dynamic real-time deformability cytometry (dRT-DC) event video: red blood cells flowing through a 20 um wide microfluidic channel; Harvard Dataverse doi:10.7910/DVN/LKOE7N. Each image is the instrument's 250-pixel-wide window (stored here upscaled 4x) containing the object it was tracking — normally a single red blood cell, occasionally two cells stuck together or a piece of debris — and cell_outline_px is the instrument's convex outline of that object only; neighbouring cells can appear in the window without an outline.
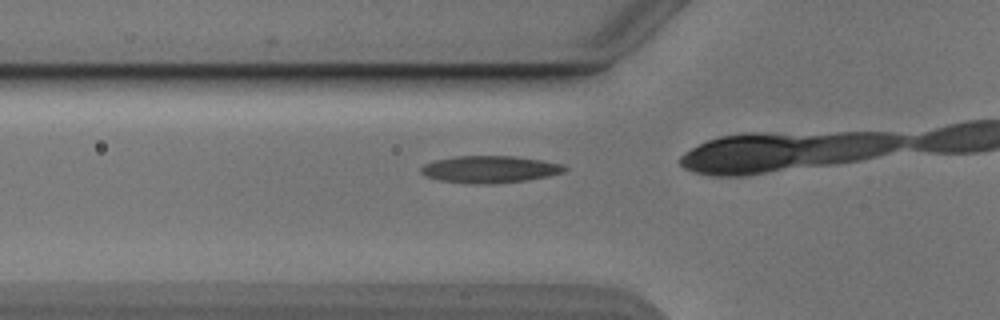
{"species": "Egyptian fruit bat (a non-hibernating species)", "species_latin": "Rousettus aegyptiacus", "temperature_condition": "cold", "stored_images_in_passage": 29, "camera_frame_rate_fps": 3000, "um_per_image_px": 0.085, "animal": {"sex": "male"}, "frame": {"image": 1, "passage_image": 5, "time_ms": 1.333, "image_size_px": [1000, 320], "cell_outline_px": [[568, 168], [564, 172], [548, 176], [524, 180], [492, 184], [476, 184], [440, 180], [424, 176], [420, 172], [420, 168], [424, 164], [436, 160], [456, 156], [516, 156], [564, 164]], "centroid_in_image_um": [41.63, 14.39], "position_along_channel_um": 84.2, "area_um2": 22.6}}
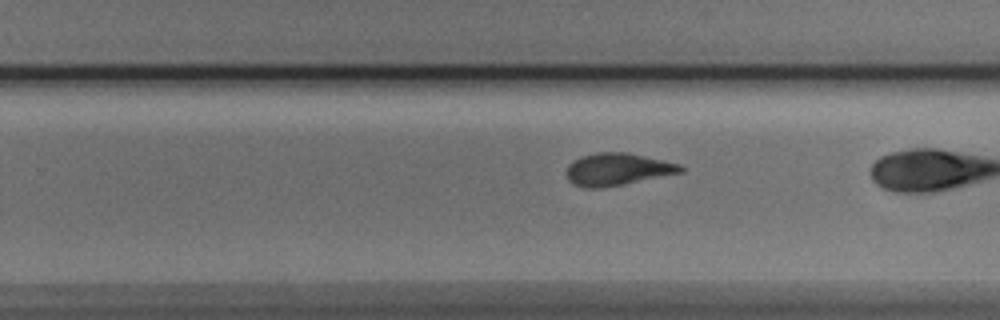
{"frame": {"image": 2, "passage_image": 20, "time_ms": 6.333, "image_size_px": [1000, 320], "cell_outline_px": [[684, 172], [624, 184], [600, 188], [584, 188], [572, 184], [568, 180], [564, 172], [568, 164], [572, 160], [580, 156], [596, 152], [628, 152], [680, 164], [684, 168]], "centroid_in_image_um": [52.43, 14.39], "position_along_channel_um": 277.4, "area_um2": 21.85}, "authors_computed_cell_mechanics": {"area_um2": 21.5594, "velocity_mm_per_s": 3.8553, "shape_relaxation_time_tau1_ms": 3.3376, "shape_relaxation_time_tau2_ms": 1.9655, "deformation_change_tau1": 0.1374, "deformation_change_tau2": 0.0973}}